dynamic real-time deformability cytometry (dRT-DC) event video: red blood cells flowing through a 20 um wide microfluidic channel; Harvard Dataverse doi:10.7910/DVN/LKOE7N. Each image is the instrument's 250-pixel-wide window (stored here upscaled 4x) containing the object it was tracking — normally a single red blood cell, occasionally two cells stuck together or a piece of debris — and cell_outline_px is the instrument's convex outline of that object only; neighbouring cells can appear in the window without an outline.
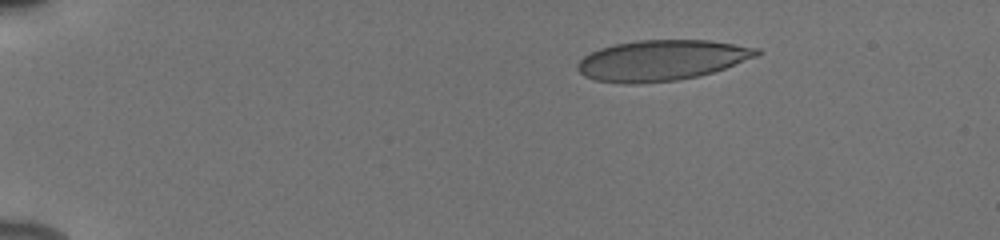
{"species": "human", "species_latin": "Homo sapiens", "temperature_condition": "cold", "stored_images_in_passage": 45, "camera_frame_rate_fps": 3000, "um_per_image_px": 0.085, "donor": {"sex": "male"}, "frame": {"image": 1, "passage_image": 1, "time_ms": 0.0, "image_size_px": [1000, 240], "cell_outline_px": [[764, 52], [756, 56], [724, 68], [700, 76], [676, 80], [636, 84], [624, 84], [596, 80], [584, 76], [576, 68], [576, 64], [584, 56], [600, 48], [616, 44], [636, 40], [708, 40], [760, 48]], "centroid_in_image_um": [56.23, 5.13], "position_along_channel_um": 28.8, "area_um2": 42.31}}
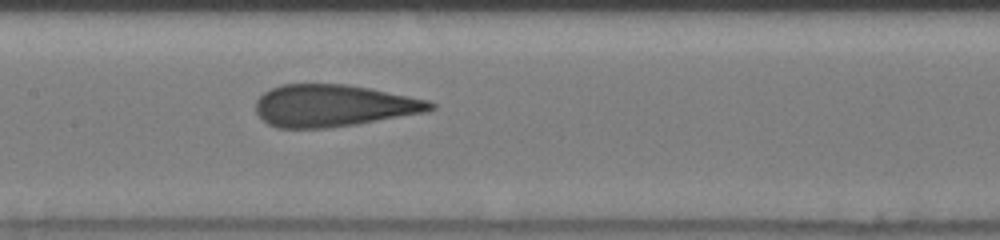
{"frame": {"image": 2, "passage_image": 20, "time_ms": 6.333, "image_size_px": [1000, 240], "cell_outline_px": [[436, 108], [428, 112], [356, 124], [328, 128], [276, 128], [268, 124], [256, 112], [256, 100], [264, 92], [272, 88], [284, 84], [344, 84], [372, 88], [428, 100], [436, 104]], "centroid_in_image_um": [28.37, 8.98], "position_along_channel_um": 179.0, "area_um2": 42.89}}
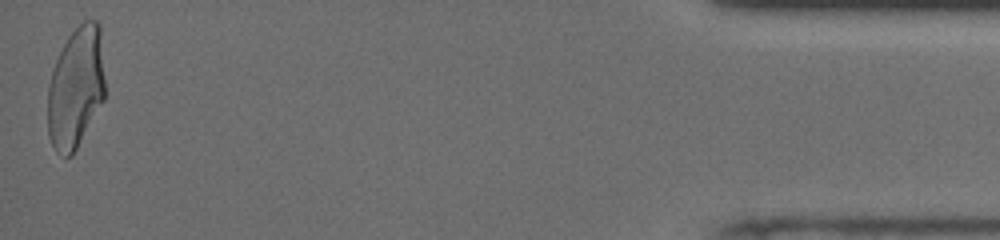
{"frame": {"image": 3, "passage_image": 45, "time_ms": 14.667, "image_size_px": [1000, 240], "cell_outline_px": [[104, 100], [72, 156], [64, 156], [56, 152], [48, 136], [48, 84], [56, 60], [68, 36], [84, 20], [96, 20], [100, 24], [104, 80]], "centroid_in_image_um": [6.44, 7.46], "position_along_channel_um": 428.8, "area_um2": 40.4}, "authors_computed_cell_mechanics": {"area_um2": 42.8876, "velocity_mm_per_s": 3.8913, "shape_relaxation_time_tau1_ms": 7.4762, "shape_relaxation_time_tau2_ms": 0.8183, "deformation_change_tau1": 0.2221, "deformation_change_tau2": 0.0676}}